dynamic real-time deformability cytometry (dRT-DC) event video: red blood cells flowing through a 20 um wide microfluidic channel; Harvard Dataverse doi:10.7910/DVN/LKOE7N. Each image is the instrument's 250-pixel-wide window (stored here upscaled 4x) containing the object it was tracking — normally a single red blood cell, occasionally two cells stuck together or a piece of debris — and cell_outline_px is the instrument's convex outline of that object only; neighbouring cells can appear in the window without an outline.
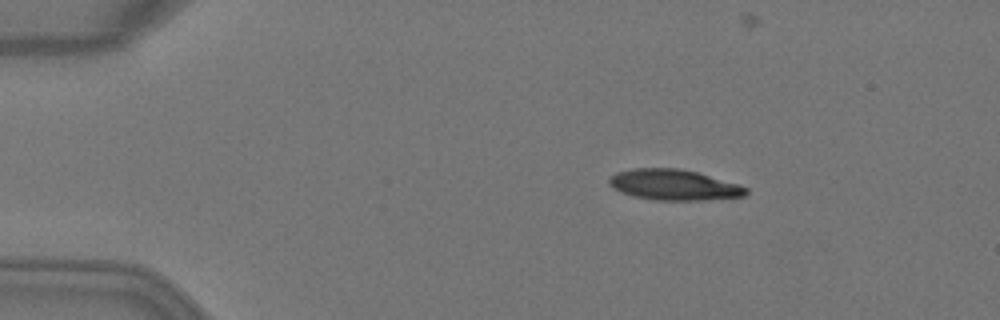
{"species": "Egyptian fruit bat (a non-hibernating species)", "species_latin": "Rousettus aegyptiacus", "temperature_condition": "warm", "stored_images_in_passage": 4, "camera_frame_rate_fps": 3000, "um_per_image_px": 0.085, "animal": {"sex": "female"}, "frame": {"image": 1, "passage_image": 3, "time_ms": 0.667, "image_size_px": [1000, 320], "cell_outline_px": [[748, 192], [744, 196], [708, 200], [652, 200], [632, 196], [620, 192], [612, 188], [608, 184], [608, 180], [616, 172], [632, 168], [680, 168], [696, 172], [740, 184], [748, 188]], "centroid_in_image_um": [57.26, 15.71], "position_along_channel_um": 27.7, "area_um2": 24.74}}